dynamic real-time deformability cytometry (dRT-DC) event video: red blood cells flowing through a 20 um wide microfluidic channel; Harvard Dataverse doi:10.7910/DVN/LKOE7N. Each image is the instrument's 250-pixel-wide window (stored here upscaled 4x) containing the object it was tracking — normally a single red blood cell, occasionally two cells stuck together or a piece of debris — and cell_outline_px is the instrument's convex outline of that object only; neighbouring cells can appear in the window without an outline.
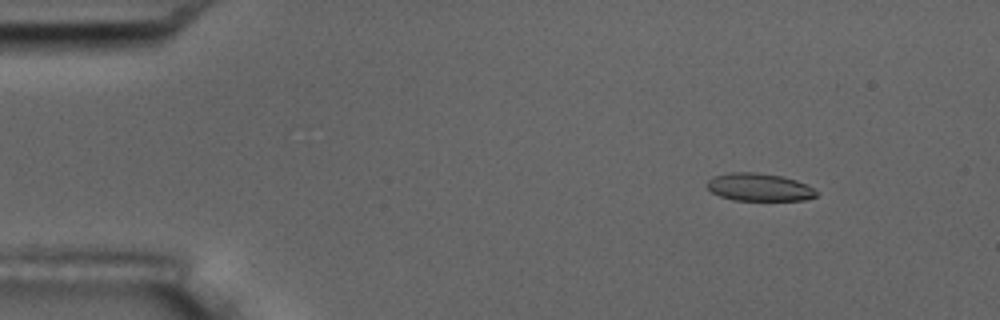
{"species": "common noctule bat (a hibernating species)", "species_latin": "Nyctalus noctula", "temperature_condition": "room temperature", "stored_images_in_passage": 6, "camera_frame_rate_fps": 3000, "um_per_image_px": 0.085, "animal": {"sex": "male", "body_mass_g": 17.5, "forearm_length_mm": 52.3}, "frame": {"image": 1, "passage_image": 2, "time_ms": 1.0, "image_size_px": [1000, 320], "cell_outline_px": [[816, 196], [804, 200], [732, 200], [720, 196], [712, 192], [704, 184], [712, 176], [728, 172], [756, 172], [780, 176], [796, 180], [812, 188], [816, 192]], "centroid_in_image_um": [64.45, 15.9], "position_along_channel_um": 20.6, "area_um2": 17.63}}
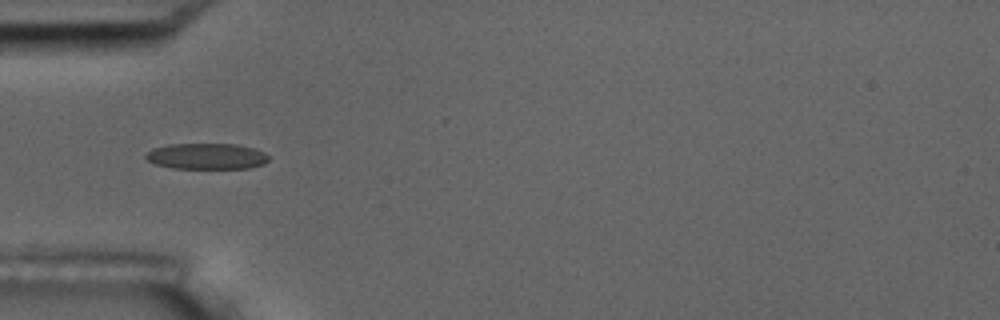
{"frame": {"image": 2, "passage_image": 5, "time_ms": 4.667, "image_size_px": [1000, 320], "cell_outline_px": [[268, 160], [264, 164], [248, 168], [172, 168], [156, 164], [148, 160], [144, 156], [152, 148], [168, 144], [236, 144], [256, 148], [264, 152], [268, 156]], "centroid_in_image_um": [17.57, 13.27], "position_along_channel_um": 67.4, "area_um2": 18.61}}